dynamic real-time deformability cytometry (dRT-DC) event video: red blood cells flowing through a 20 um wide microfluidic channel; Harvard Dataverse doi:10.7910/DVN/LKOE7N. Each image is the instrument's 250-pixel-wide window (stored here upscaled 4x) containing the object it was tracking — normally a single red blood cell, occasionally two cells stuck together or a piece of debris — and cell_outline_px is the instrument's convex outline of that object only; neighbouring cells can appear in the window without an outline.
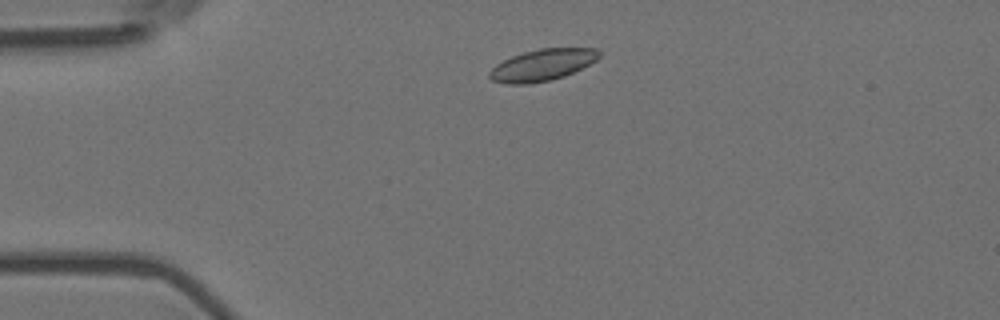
{"species": "Egyptian fruit bat (a non-hibernating species)", "species_latin": "Rousettus aegyptiacus", "temperature_condition": "room temperature", "stored_images_in_passage": 3, "camera_frame_rate_fps": 3000, "um_per_image_px": 0.085, "animal": {"sex": "female"}, "frame": {"image": 1, "passage_image": 2, "time_ms": 0.333, "image_size_px": [1000, 320], "cell_outline_px": [[600, 56], [596, 60], [564, 76], [552, 80], [528, 84], [508, 84], [492, 80], [488, 76], [488, 72], [496, 64], [512, 56], [524, 52], [540, 48], [596, 48], [600, 52]], "centroid_in_image_um": [46.07, 5.52], "position_along_channel_um": 38.9, "area_um2": 20.06}}